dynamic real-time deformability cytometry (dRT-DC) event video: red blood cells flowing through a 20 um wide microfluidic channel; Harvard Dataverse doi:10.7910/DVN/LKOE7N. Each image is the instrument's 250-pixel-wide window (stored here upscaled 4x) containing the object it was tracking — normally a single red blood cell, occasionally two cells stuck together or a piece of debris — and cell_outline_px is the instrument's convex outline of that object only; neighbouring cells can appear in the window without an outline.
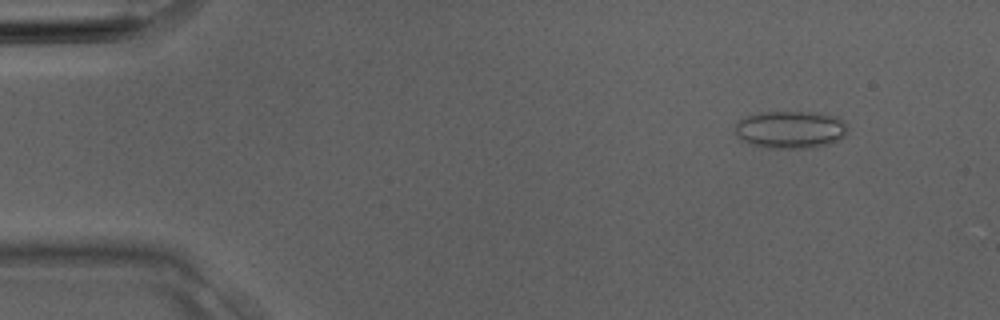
{"species": "Egyptian fruit bat (a non-hibernating species)", "species_latin": "Rousettus aegyptiacus", "temperature_condition": "room temperature", "stored_images_in_passage": 4, "camera_frame_rate_fps": 3000, "um_per_image_px": 0.085, "animal": {"sex": "male"}, "frame": {"image": 1, "passage_image": 2, "time_ms": 0.333, "image_size_px": [1000, 320], "cell_outline_px": [[848, 132], [844, 136], [828, 144], [816, 148], [768, 148], [752, 144], [740, 140], [736, 136], [736, 124], [740, 120], [748, 116], [764, 112], [816, 112], [836, 116], [844, 120], [848, 128]], "centroid_in_image_um": [67.23, 11.02], "position_along_channel_um": 17.8, "area_um2": 24.74}}